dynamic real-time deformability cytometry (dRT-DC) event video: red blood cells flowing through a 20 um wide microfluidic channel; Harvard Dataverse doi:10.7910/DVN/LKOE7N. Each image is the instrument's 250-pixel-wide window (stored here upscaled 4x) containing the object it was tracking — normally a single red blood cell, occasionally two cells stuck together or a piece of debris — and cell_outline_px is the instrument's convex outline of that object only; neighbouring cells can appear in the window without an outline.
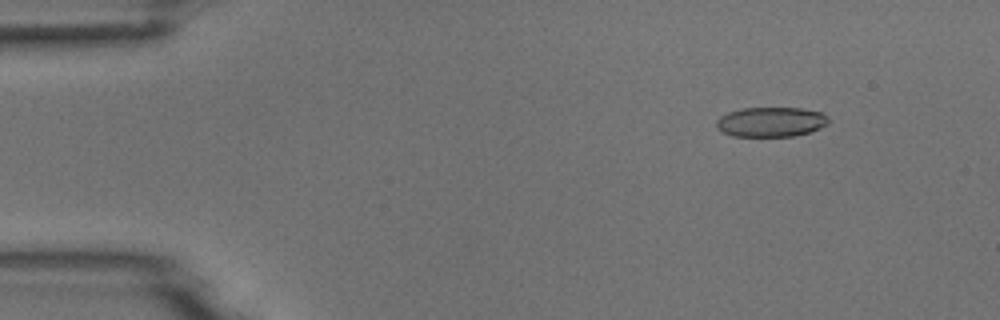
{"species": "common noctule bat (a hibernating species)", "species_latin": "Nyctalus noctula", "temperature_condition": "room temperature", "stored_images_in_passage": 53, "camera_frame_rate_fps": 3000, "um_per_image_px": 0.085, "animal": {"sex": "male", "body_mass_g": 18.8}, "frame": {"image": 1, "passage_image": 6, "time_ms": 1.667, "image_size_px": [1000, 320], "cell_outline_px": [[828, 124], [820, 128], [808, 132], [792, 136], [732, 136], [716, 128], [716, 120], [720, 116], [728, 112], [744, 108], [800, 108], [824, 112], [828, 116]], "centroid_in_image_um": [65.54, 10.36], "position_along_channel_um": 19.5, "area_um2": 19.48}}
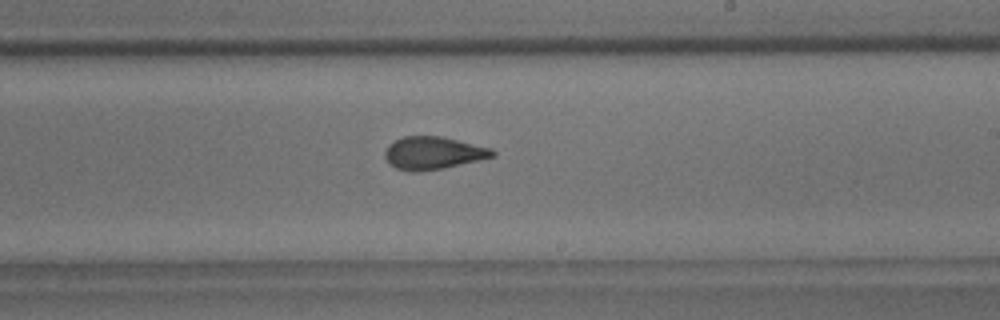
{"frame": {"image": 2, "passage_image": 31, "time_ms": 10.0, "image_size_px": [1000, 320], "cell_outline_px": [[496, 156], [480, 160], [444, 168], [420, 172], [412, 172], [396, 168], [388, 164], [384, 156], [384, 152], [388, 144], [404, 136], [440, 136], [492, 148], [496, 152]], "centroid_in_image_um": [36.81, 13.02], "position_along_channel_um": 252.2, "area_um2": 20.69}}
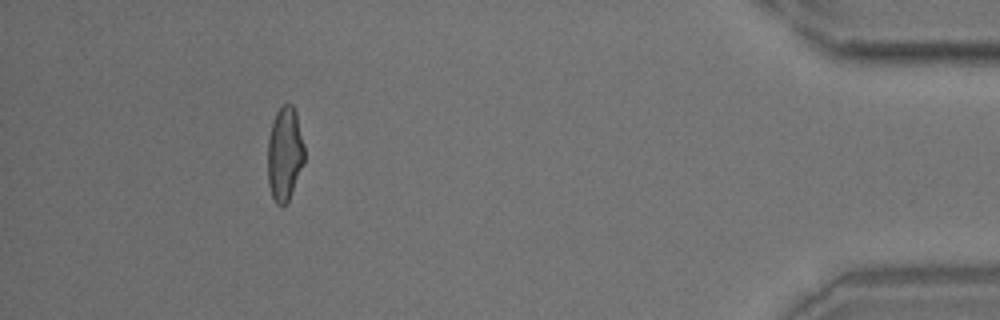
{"frame": {"image": 3, "passage_image": 48, "time_ms": 15.667, "image_size_px": [1000, 320], "cell_outline_px": [[304, 164], [288, 200], [280, 208], [276, 204], [272, 196], [268, 184], [268, 136], [276, 112], [284, 104], [292, 104], [296, 112], [304, 144]], "centroid_in_image_um": [24.2, 13.09], "position_along_channel_um": 411.0, "area_um2": 20.11}}